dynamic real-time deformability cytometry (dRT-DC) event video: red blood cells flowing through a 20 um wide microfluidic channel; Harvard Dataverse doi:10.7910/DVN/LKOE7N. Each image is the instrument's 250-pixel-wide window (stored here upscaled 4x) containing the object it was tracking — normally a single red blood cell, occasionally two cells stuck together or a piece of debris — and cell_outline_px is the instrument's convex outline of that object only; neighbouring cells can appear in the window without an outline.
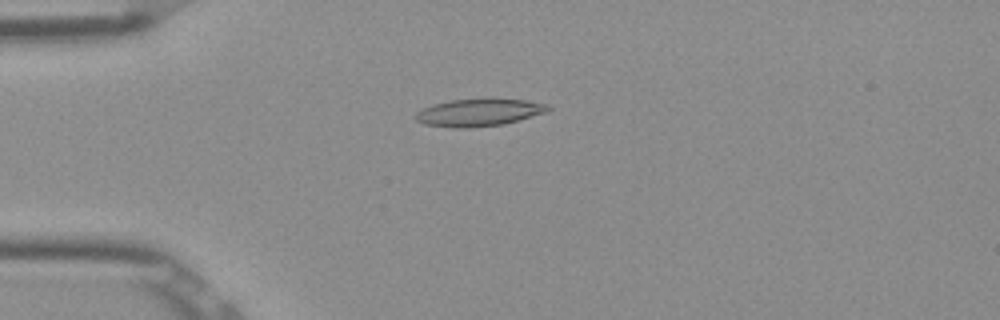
{"species": "Egyptian fruit bat (a non-hibernating species)", "species_latin": "Rousettus aegyptiacus", "temperature_condition": "room temperature", "stored_images_in_passage": 53, "camera_frame_rate_fps": 3000, "um_per_image_px": 0.085, "frame": {"image": 1, "passage_image": 14, "time_ms": 4.333, "image_size_px": [1000, 320], "cell_outline_px": [[552, 108], [548, 112], [504, 124], [468, 128], [452, 128], [424, 124], [416, 120], [416, 112], [432, 104], [452, 100], [488, 96], [492, 96], [528, 100], [548, 104]], "centroid_in_image_um": [40.78, 9.52], "position_along_channel_um": 44.2, "area_um2": 22.02}}
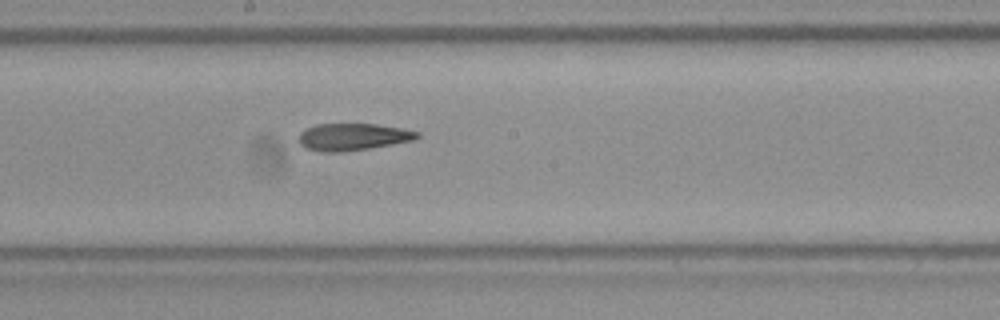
{"frame": {"image": 2, "passage_image": 29, "time_ms": 9.333, "image_size_px": [1000, 320], "cell_outline_px": [[420, 136], [416, 140], [368, 148], [340, 152], [320, 152], [304, 148], [300, 144], [300, 132], [316, 124], [376, 124], [400, 128], [420, 132]], "centroid_in_image_um": [30.0, 11.64], "position_along_channel_um": 218.2, "area_um2": 18.61}}
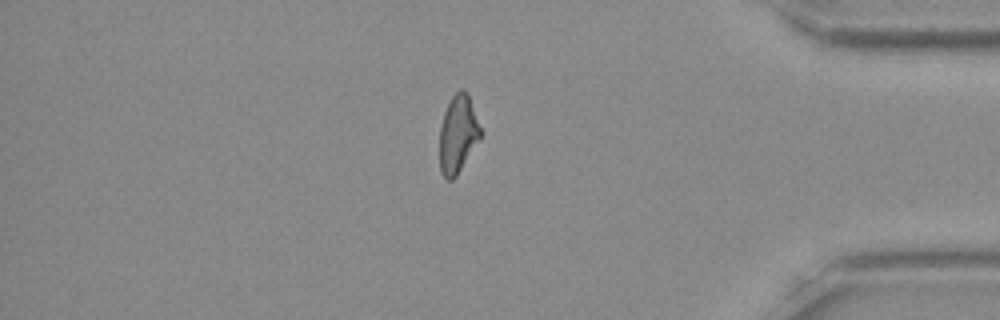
{"frame": {"image": 3, "passage_image": 45, "time_ms": 14.667, "image_size_px": [1000, 320], "cell_outline_px": [[484, 132], [456, 176], [452, 180], [448, 180], [440, 172], [440, 128], [444, 112], [452, 96], [460, 88], [464, 88], [468, 92]], "centroid_in_image_um": [38.96, 11.35], "position_along_channel_um": 396.2, "area_um2": 18.79}, "authors_computed_cell_mechanics": {"area_um2": 19.5364, "velocity_mm_per_s": 3.895, "shape_relaxation_time_tau1_ms": null, "shape_relaxation_time_tau2_ms": 4.3735, "deformation_change_tau1": null, "deformation_change_tau2": 0.1412}}